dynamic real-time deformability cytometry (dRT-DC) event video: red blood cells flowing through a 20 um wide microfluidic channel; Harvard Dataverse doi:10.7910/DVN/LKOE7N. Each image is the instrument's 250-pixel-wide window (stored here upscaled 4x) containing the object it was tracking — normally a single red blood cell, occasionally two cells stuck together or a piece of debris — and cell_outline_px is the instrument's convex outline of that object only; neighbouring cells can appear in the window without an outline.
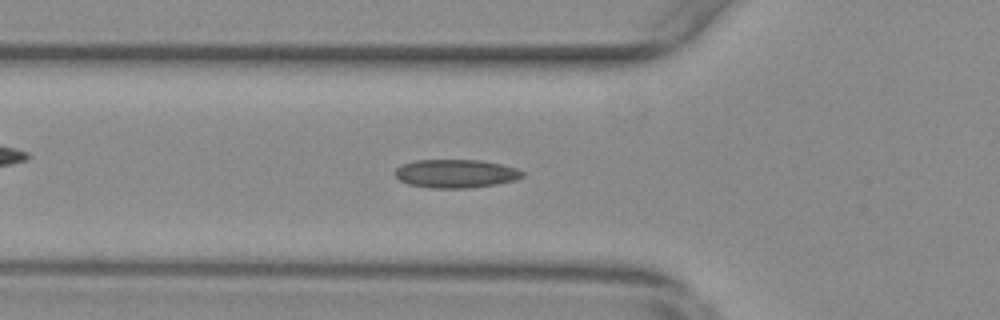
{"species": "common noctule bat (a hibernating species)", "species_latin": "Nyctalus noctula", "temperature_condition": "warm", "stored_images_in_passage": 43, "camera_frame_rate_fps": 3000, "um_per_image_px": 0.085, "animal": {"sex": "female", "body_mass_g": 29.2, "forearm_length_mm": 56.3}, "frame": {"image": 1, "passage_image": 6, "time_ms": 1.667, "image_size_px": [1000, 320], "cell_outline_px": [[524, 176], [516, 180], [496, 184], [468, 188], [428, 188], [408, 184], [400, 180], [392, 172], [400, 164], [416, 160], [484, 160], [516, 168], [524, 172]], "centroid_in_image_um": [38.71, 14.75], "position_along_channel_um": 87.1, "area_um2": 21.33}}
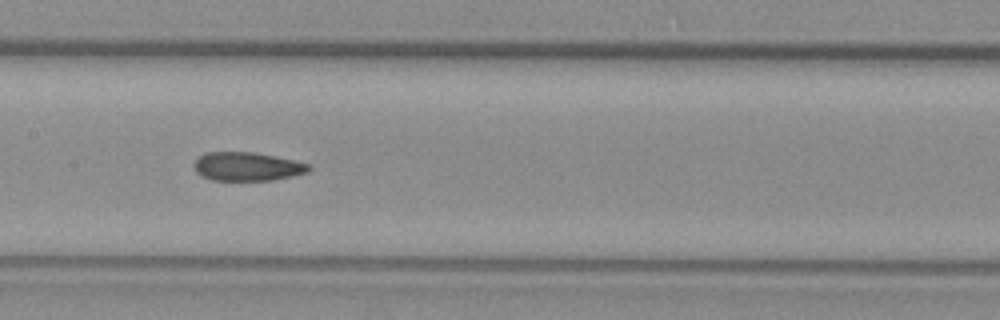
{"frame": {"image": 2, "passage_image": 14, "time_ms": 4.333, "image_size_px": [1000, 320], "cell_outline_px": [[312, 168], [308, 172], [292, 176], [272, 180], [212, 180], [200, 176], [196, 172], [192, 164], [200, 156], [208, 152], [252, 152], [292, 160], [308, 164]], "centroid_in_image_um": [20.97, 14.16], "position_along_channel_um": 186.4, "area_um2": 19.02}}
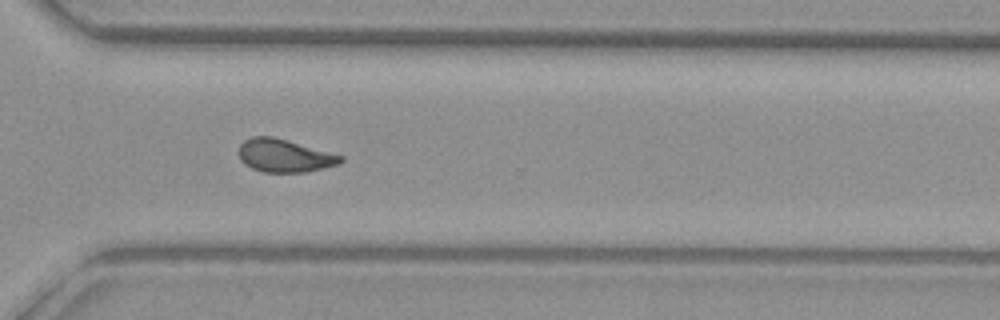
{"frame": {"image": 3, "passage_image": 27, "time_ms": 8.667, "image_size_px": [1000, 320], "cell_outline_px": [[344, 160], [340, 164], [304, 172], [264, 172], [252, 168], [244, 164], [240, 160], [240, 144], [244, 140], [252, 136], [272, 136], [344, 156]], "centroid_in_image_um": [24.17, 13.23], "position_along_channel_um": 346.4, "area_um2": 19.42}, "authors_computed_cell_mechanics": {"area_um2": 19.8254, "velocity_mm_per_s": 3.7057, "shape_relaxation_time_tau1_ms": null, "shape_relaxation_time_tau2_ms": 2.5469, "deformation_change_tau1": null, "deformation_change_tau2": 0.0816}}